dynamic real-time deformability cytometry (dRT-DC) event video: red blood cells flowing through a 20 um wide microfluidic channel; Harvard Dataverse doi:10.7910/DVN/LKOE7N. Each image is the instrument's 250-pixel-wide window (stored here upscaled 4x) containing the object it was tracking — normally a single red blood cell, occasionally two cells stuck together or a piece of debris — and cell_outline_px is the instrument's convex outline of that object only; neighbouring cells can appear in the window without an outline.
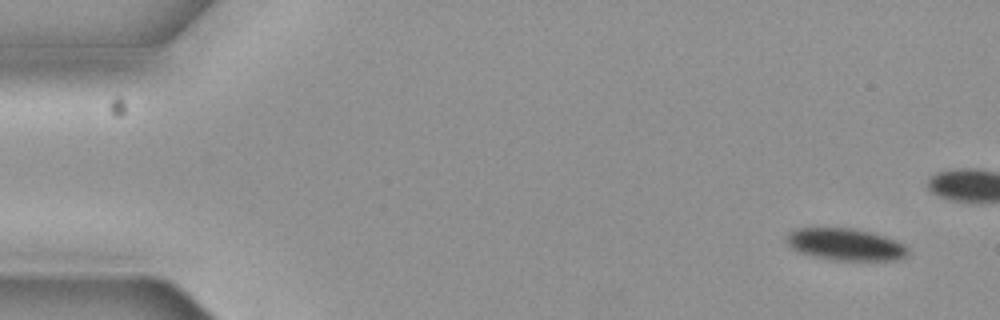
{"species": "common noctule bat (a hibernating species)", "species_latin": "Nyctalus noctula", "temperature_condition": "cold", "stored_images_in_passage": 5, "camera_frame_rate_fps": 3000, "um_per_image_px": 0.085, "animal": {"sex": "female", "body_mass_g": 19.3, "forearm_length_mm": 54.1}, "frame": {"image": 1, "passage_image": 1, "time_ms": 0.0, "image_size_px": [1000, 320], "cell_outline_px": [[908, 252], [900, 260], [832, 260], [812, 256], [800, 252], [792, 248], [788, 244], [788, 232], [796, 228], [856, 228], [872, 232], [896, 240], [904, 244], [908, 248]], "centroid_in_image_um": [71.89, 20.77], "position_along_channel_um": 13.1, "area_um2": 22.66}}